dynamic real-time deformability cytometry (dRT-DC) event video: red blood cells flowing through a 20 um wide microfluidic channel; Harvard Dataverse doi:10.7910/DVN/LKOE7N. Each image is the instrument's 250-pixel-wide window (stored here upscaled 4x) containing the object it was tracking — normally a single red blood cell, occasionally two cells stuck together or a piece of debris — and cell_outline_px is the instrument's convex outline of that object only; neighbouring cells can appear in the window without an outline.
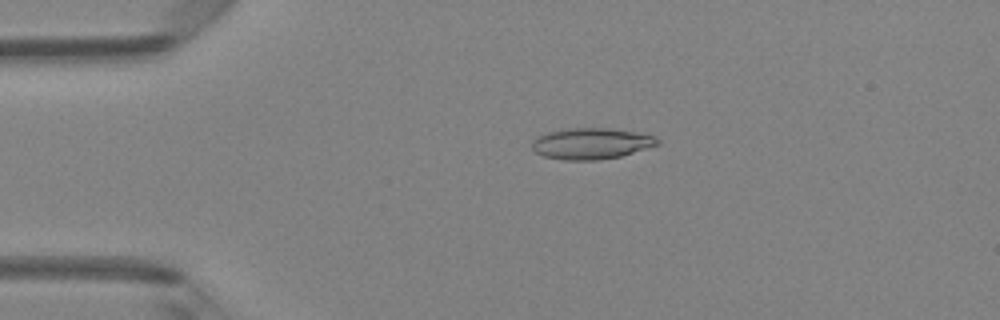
{"species": "Egyptian fruit bat (a non-hibernating species)", "species_latin": "Rousettus aegyptiacus", "temperature_condition": "room temperature", "stored_images_in_passage": 47, "camera_frame_rate_fps": 3000, "um_per_image_px": 0.085, "animal": {"sex": "female"}, "frame": {"image": 1, "passage_image": 10, "time_ms": 3.0, "image_size_px": [1000, 320], "cell_outline_px": [[660, 144], [620, 156], [596, 160], [564, 160], [544, 156], [536, 152], [532, 148], [532, 140], [536, 136], [548, 132], [564, 128], [616, 128], [656, 136], [660, 140]], "centroid_in_image_um": [50.26, 12.18], "position_along_channel_um": 34.7, "area_um2": 22.95}}
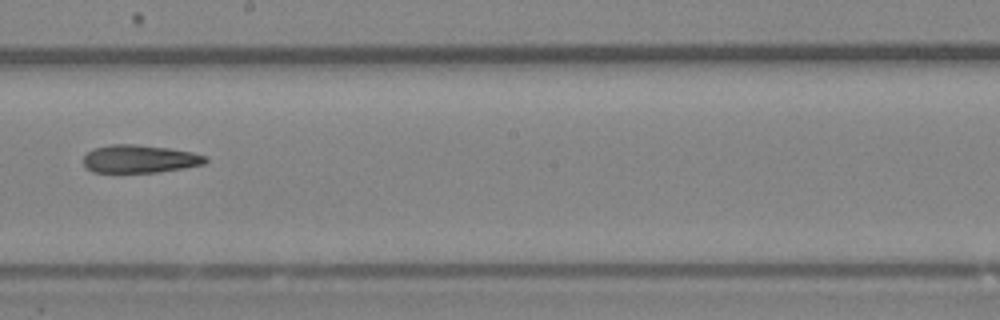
{"frame": {"image": 2, "passage_image": 27, "time_ms": 8.667, "image_size_px": [1000, 320], "cell_outline_px": [[208, 160], [204, 164], [184, 168], [156, 172], [92, 172], [84, 168], [84, 156], [88, 152], [96, 148], [112, 144], [136, 144], [168, 148], [192, 152], [208, 156]], "centroid_in_image_um": [11.88, 13.51], "position_along_channel_um": 236.3, "area_um2": 19.88}}
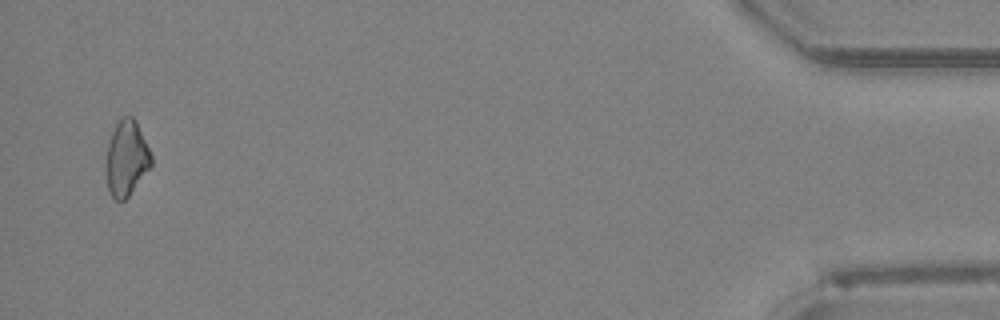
{"frame": {"image": 3, "passage_image": 46, "time_ms": 15.0, "image_size_px": [1000, 320], "cell_outline_px": [[152, 164], [128, 196], [124, 200], [116, 200], [112, 196], [108, 188], [108, 144], [112, 132], [120, 116], [132, 116], [136, 120], [152, 156]], "centroid_in_image_um": [10.78, 13.41], "position_along_channel_um": 424.4, "area_um2": 19.19}, "authors_computed_cell_mechanics": {"area_um2": 20.7502, "velocity_mm_per_s": 4.2931, "shape_relaxation_time_tau1_ms": null, "shape_relaxation_time_tau2_ms": 3.8263, "deformation_change_tau1": null, "deformation_change_tau2": 0.1429}}